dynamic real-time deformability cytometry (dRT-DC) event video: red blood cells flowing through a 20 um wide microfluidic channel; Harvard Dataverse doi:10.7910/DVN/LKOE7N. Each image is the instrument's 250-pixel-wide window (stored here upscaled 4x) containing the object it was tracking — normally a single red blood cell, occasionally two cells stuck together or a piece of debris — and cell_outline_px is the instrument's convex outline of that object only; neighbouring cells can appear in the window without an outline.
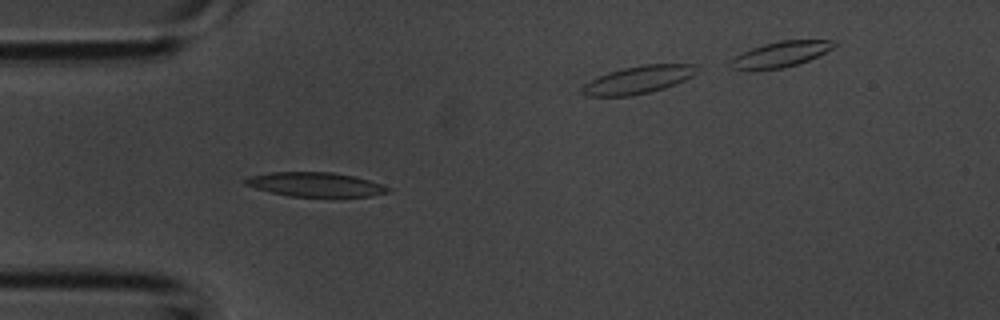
{"species": "common noctule bat (a hibernating species)", "species_latin": "Nyctalus noctula", "temperature_condition": "room temperature", "stored_images_in_passage": 34, "camera_frame_rate_fps": 3000, "um_per_image_px": 0.085, "animal": {"sex": "male", "body_mass_g": 20.1, "forearm_length_mm": 53.5}, "frame": {"image": 1, "passage_image": 3, "time_ms": 0.667, "image_size_px": [1000, 320], "cell_outline_px": [[392, 188], [388, 192], [372, 196], [292, 196], [272, 192], [256, 188], [244, 184], [244, 180], [248, 176], [268, 172], [332, 172], [352, 176], [368, 180]], "centroid_in_image_um": [26.78, 15.67], "position_along_channel_um": 58.2, "area_um2": 19.88}}
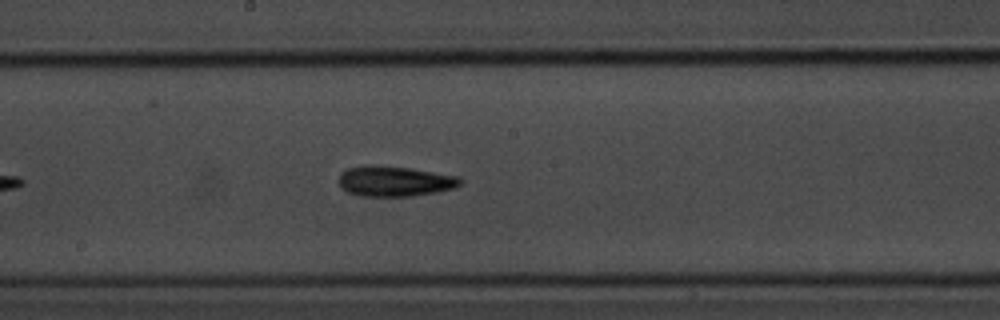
{"frame": {"image": 2, "passage_image": 13, "time_ms": 4.0, "image_size_px": [1000, 320], "cell_outline_px": [[464, 180], [456, 188], [436, 192], [412, 196], [360, 196], [348, 192], [340, 188], [336, 180], [340, 172], [348, 168], [412, 168], [460, 176]], "centroid_in_image_um": [33.59, 15.45], "position_along_channel_um": 214.6, "area_um2": 21.1}}
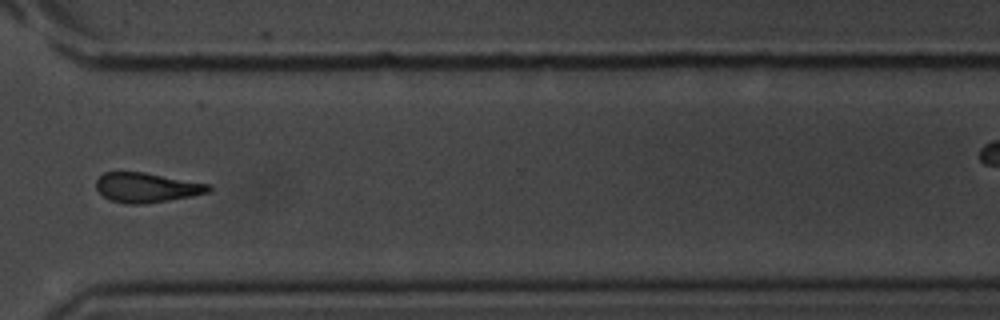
{"frame": {"image": 3, "passage_image": 22, "time_ms": 7.0, "image_size_px": [1000, 320], "cell_outline_px": [[212, 188], [208, 192], [192, 196], [168, 200], [140, 204], [124, 204], [108, 200], [96, 188], [96, 180], [104, 172], [144, 172], [212, 184]], "centroid_in_image_um": [12.47, 15.94], "position_along_channel_um": 358.1, "area_um2": 19.54}}